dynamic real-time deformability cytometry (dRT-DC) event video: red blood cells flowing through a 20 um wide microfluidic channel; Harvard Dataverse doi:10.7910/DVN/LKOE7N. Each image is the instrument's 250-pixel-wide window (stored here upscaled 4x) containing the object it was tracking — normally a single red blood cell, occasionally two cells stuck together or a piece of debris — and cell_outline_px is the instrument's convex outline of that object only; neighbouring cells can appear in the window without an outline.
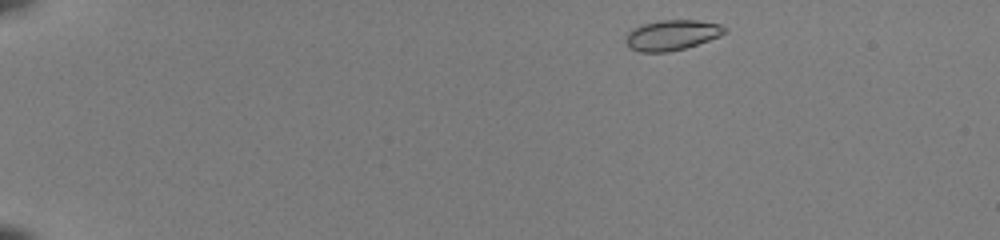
{"species": "common noctule bat (a hibernating species)", "species_latin": "Nyctalus noctula", "temperature_condition": "room temperature", "stored_images_in_passage": 44, "camera_frame_rate_fps": 3000, "um_per_image_px": 0.085, "animal": {"sex": "female", "body_mass_g": 22.0, "forearm_length_mm": 56.7}, "frame": {"image": 1, "passage_image": 1, "time_ms": 0.0, "image_size_px": [1000, 240], "cell_outline_px": [[728, 28], [720, 36], [684, 48], [668, 52], [640, 52], [632, 48], [624, 40], [628, 32], [640, 24], [660, 20], [696, 20], [720, 24]], "centroid_in_image_um": [57.1, 2.97], "position_along_channel_um": 27.9, "area_um2": 17.34}}
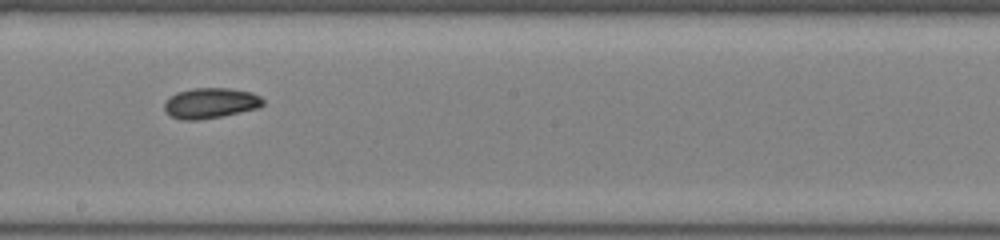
{"frame": {"image": 2, "passage_image": 24, "time_ms": 7.667, "image_size_px": [1000, 240], "cell_outline_px": [[264, 104], [260, 108], [220, 116], [196, 120], [184, 120], [172, 116], [164, 108], [164, 104], [176, 92], [192, 88], [228, 88], [252, 92], [260, 96], [264, 100]], "centroid_in_image_um": [17.94, 8.75], "position_along_channel_um": 230.3, "area_um2": 17.34}}
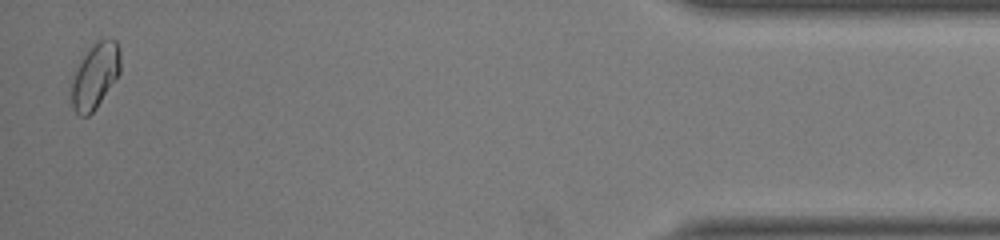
{"frame": {"image": 3, "passage_image": 43, "time_ms": 14.0, "image_size_px": [1000, 240], "cell_outline_px": [[120, 72], [96, 108], [88, 116], [80, 116], [76, 112], [72, 104], [68, 88], [80, 60], [96, 40], [108, 36], [116, 40], [120, 48]], "centroid_in_image_um": [8.06, 6.41], "position_along_channel_um": 427.1, "area_um2": 19.02}, "authors_computed_cell_mechanics": {"area_um2": 17.2533, "velocity_mm_per_s": 4.0827, "shape_relaxation_time_tau1_ms": 3.0798, "shape_relaxation_time_tau2_ms": 2.0691, "deformation_change_tau1": 0.1155, "deformation_change_tau2": 0.0499}}